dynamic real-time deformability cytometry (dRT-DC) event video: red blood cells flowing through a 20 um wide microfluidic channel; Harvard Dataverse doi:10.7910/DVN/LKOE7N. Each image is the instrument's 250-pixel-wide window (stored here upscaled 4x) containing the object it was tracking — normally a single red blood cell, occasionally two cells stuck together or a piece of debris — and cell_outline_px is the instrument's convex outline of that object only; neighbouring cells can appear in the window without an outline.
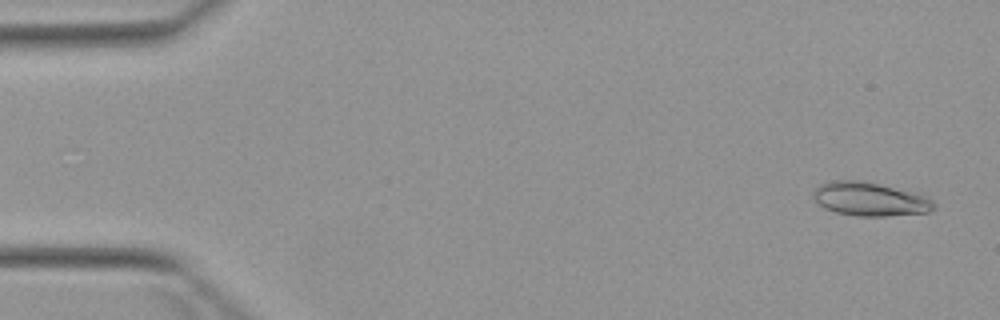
{"species": "Egyptian fruit bat (a non-hibernating species)", "species_latin": "Rousettus aegyptiacus", "temperature_condition": "warm", "stored_images_in_passage": 5, "camera_frame_rate_fps": 3000, "um_per_image_px": 0.085, "animal": {"sex": "female"}, "frame": {"image": 1, "passage_image": 1, "time_ms": 0.0, "image_size_px": [1000, 320], "cell_outline_px": [[936, 208], [928, 212], [888, 216], [856, 216], [836, 212], [824, 208], [816, 200], [812, 192], [820, 184], [832, 180], [856, 180], [876, 184], [924, 196], [932, 200], [936, 204]], "centroid_in_image_um": [73.91, 16.94], "position_along_channel_um": 11.1, "area_um2": 23.18}}
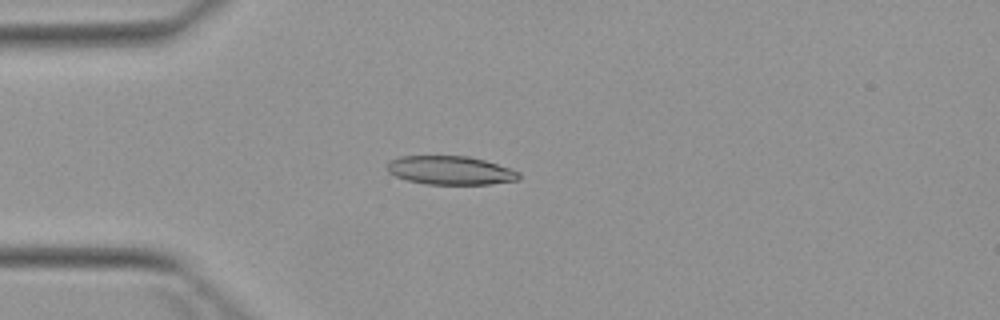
{"frame": {"image": 2, "passage_image": 4, "time_ms": 3.667, "image_size_px": [1000, 320], "cell_outline_px": [[520, 180], [488, 184], [428, 184], [408, 180], [396, 176], [388, 172], [388, 164], [392, 160], [400, 156], [468, 156], [484, 160], [520, 172]], "centroid_in_image_um": [38.31, 14.48], "position_along_channel_um": 46.7, "area_um2": 21.73}}